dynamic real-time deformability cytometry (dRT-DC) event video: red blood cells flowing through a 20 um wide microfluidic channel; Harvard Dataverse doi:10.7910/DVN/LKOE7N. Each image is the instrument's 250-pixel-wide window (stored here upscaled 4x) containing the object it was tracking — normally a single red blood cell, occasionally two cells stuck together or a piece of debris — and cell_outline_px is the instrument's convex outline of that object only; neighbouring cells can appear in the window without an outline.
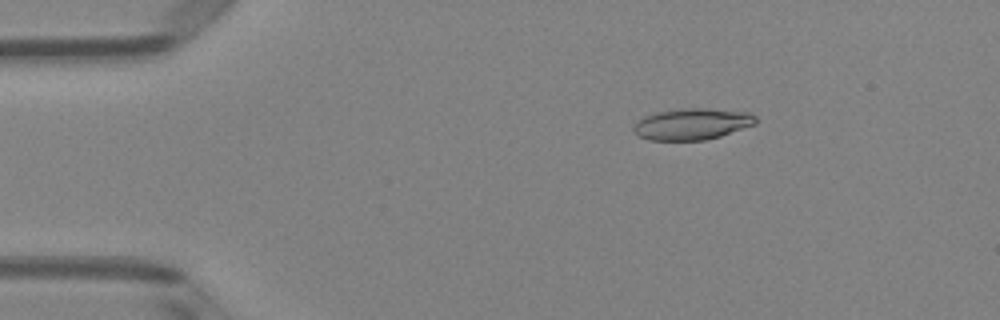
{"species": "Egyptian fruit bat (a non-hibernating species)", "species_latin": "Rousettus aegyptiacus", "temperature_condition": "room temperature", "stored_images_in_passage": 4, "camera_frame_rate_fps": 3000, "um_per_image_px": 0.085, "animal": {"sex": "female"}, "frame": {"image": 1, "passage_image": 2, "time_ms": 0.333, "image_size_px": [1000, 320], "cell_outline_px": [[756, 124], [720, 136], [704, 140], [648, 140], [640, 136], [632, 128], [644, 116], [656, 112], [680, 108], [708, 108], [748, 112], [756, 116]], "centroid_in_image_um": [58.85, 10.53], "position_along_channel_um": 26.1, "area_um2": 22.25}}
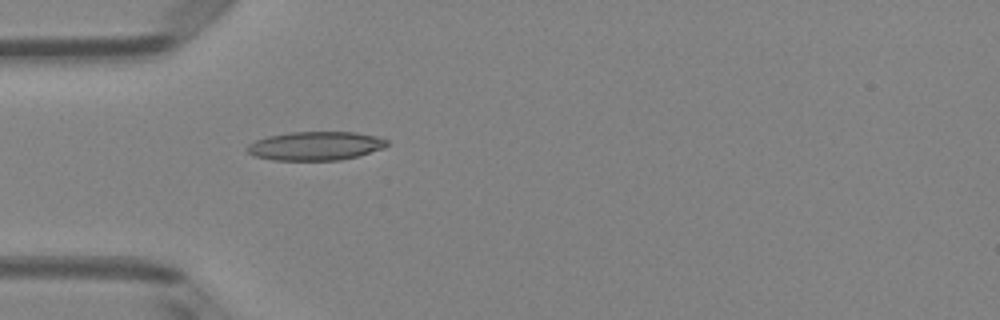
{"frame": {"image": 2, "passage_image": 4, "time_ms": 1.0, "image_size_px": [1000, 320], "cell_outline_px": [[388, 144], [384, 148], [356, 156], [340, 160], [272, 160], [252, 156], [244, 148], [248, 144], [256, 140], [268, 136], [292, 132], [356, 132], [376, 136], [388, 140]], "centroid_in_image_um": [26.78, 12.4], "position_along_channel_um": 58.2, "area_um2": 23.47}}